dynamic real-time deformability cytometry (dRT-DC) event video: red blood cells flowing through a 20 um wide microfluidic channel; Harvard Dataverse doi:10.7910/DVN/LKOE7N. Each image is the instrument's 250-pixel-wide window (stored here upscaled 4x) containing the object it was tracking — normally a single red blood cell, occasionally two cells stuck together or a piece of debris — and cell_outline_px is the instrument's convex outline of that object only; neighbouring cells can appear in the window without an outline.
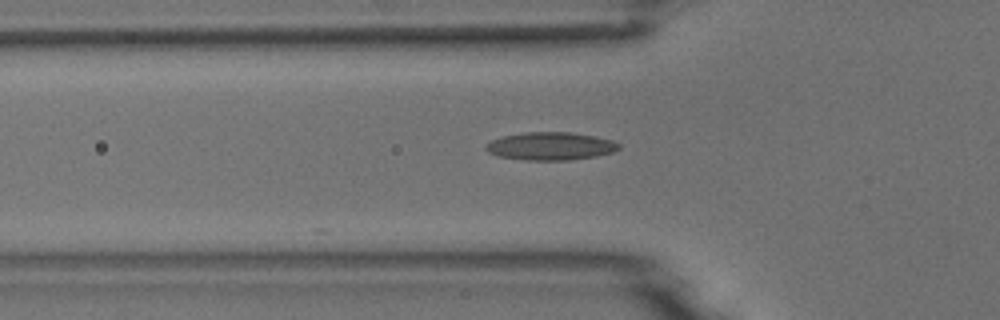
{"species": "common noctule bat (a hibernating species)", "species_latin": "Nyctalus noctula", "temperature_condition": "room temperature", "stored_images_in_passage": 4, "camera_frame_rate_fps": 3000, "um_per_image_px": 0.085, "animal": {"sex": "male", "body_mass_g": 18.8}, "frame": {"image": 1, "passage_image": 4, "time_ms": 4.333, "image_size_px": [1000, 320], "cell_outline_px": [[620, 148], [612, 152], [596, 156], [568, 160], [528, 160], [496, 156], [488, 152], [484, 148], [492, 140], [504, 136], [524, 132], [572, 132], [596, 136], [612, 140], [620, 144]], "centroid_in_image_um": [46.81, 12.42], "position_along_channel_um": 79.0, "area_um2": 21.62}}